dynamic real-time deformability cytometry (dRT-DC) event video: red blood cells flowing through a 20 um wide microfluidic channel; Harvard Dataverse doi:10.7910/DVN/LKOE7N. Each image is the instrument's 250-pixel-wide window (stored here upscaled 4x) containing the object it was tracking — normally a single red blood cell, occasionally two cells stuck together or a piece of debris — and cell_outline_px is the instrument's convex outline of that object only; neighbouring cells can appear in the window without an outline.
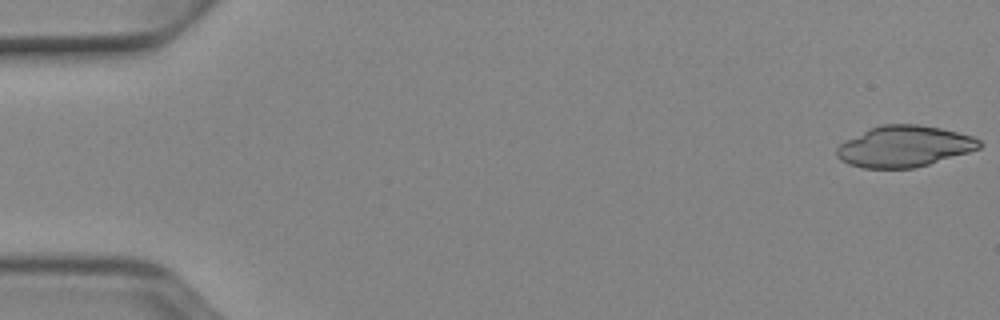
{"species": "Egyptian fruit bat (a non-hibernating species)", "species_latin": "Rousettus aegyptiacus", "temperature_condition": "cold", "stored_images_in_passage": 21, "camera_frame_rate_fps": 3000, "um_per_image_px": 0.085, "animal": {"sex": "female"}, "frame": {"image": 1, "passage_image": 1, "time_ms": 0.0, "image_size_px": [1000, 320], "cell_outline_px": [[984, 144], [980, 148], [968, 152], [928, 164], [912, 168], [864, 168], [848, 164], [840, 160], [836, 156], [836, 148], [840, 144], [872, 128], [884, 124], [916, 124], [940, 128], [972, 136], [980, 140]], "centroid_in_image_um": [76.87, 12.45], "position_along_channel_um": 8.1, "area_um2": 33.76}}